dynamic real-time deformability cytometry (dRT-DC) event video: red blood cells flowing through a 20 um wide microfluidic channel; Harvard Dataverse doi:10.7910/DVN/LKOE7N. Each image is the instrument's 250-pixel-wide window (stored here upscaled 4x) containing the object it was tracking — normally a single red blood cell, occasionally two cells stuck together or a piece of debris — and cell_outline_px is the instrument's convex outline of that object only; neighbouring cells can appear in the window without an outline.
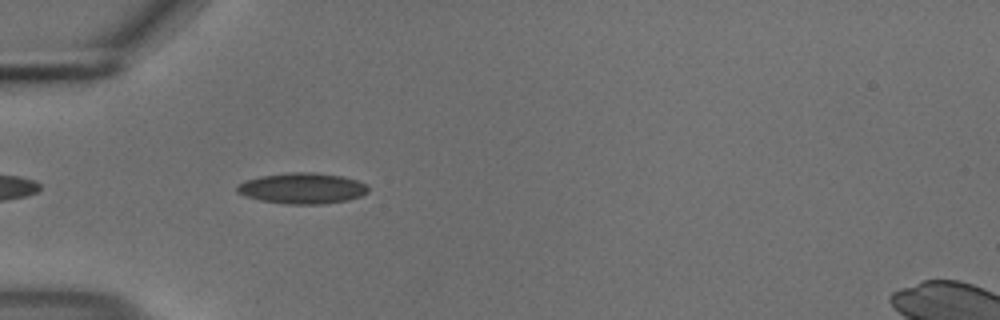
{"species": "common noctule bat (a hibernating species)", "species_latin": "Nyctalus noctula", "temperature_condition": "cold", "stored_images_in_passage": 41, "camera_frame_rate_fps": 3000, "um_per_image_px": 0.085, "animal": {"sex": "male", "body_mass_g": 18.8}, "frame": {"image": 1, "passage_image": 3, "time_ms": 0.667, "image_size_px": [1000, 320], "cell_outline_px": [[368, 192], [360, 196], [348, 200], [324, 204], [284, 204], [260, 200], [244, 196], [236, 192], [236, 184], [244, 180], [260, 176], [288, 172], [312, 172], [344, 176], [356, 180], [364, 184], [368, 188]], "centroid_in_image_um": [25.64, 16.0], "position_along_channel_um": 59.4, "area_um2": 23.81}}
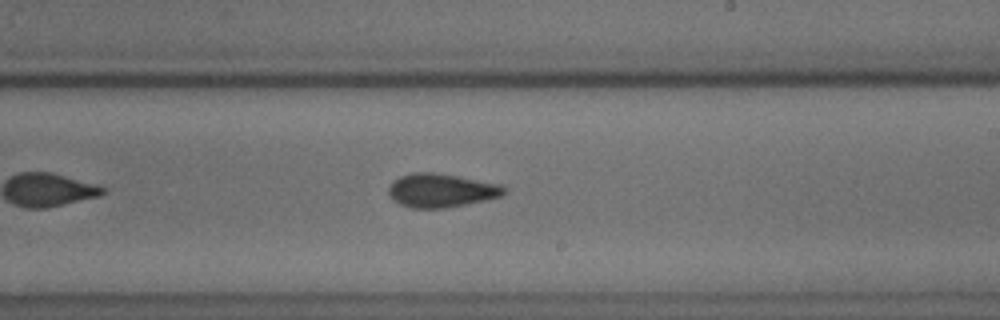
{"frame": {"image": 2, "passage_image": 19, "time_ms": 6.0, "image_size_px": [1000, 320], "cell_outline_px": [[508, 188], [500, 196], [484, 200], [444, 208], [412, 208], [400, 204], [392, 200], [388, 196], [388, 188], [400, 176], [412, 172], [432, 172], [504, 184]], "centroid_in_image_um": [37.5, 16.18], "position_along_channel_um": 251.5, "area_um2": 22.6}}
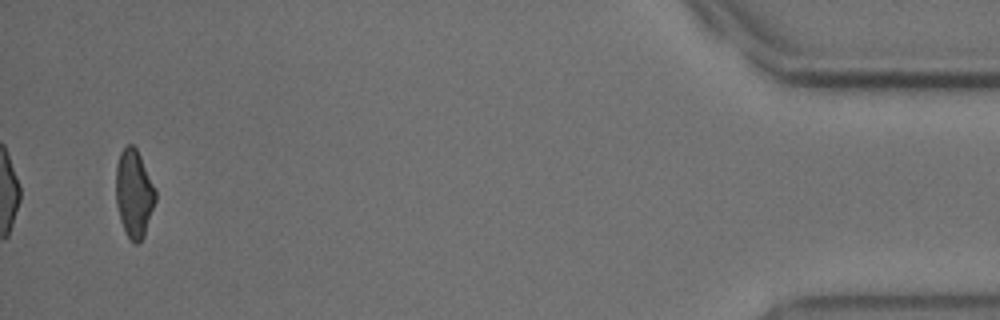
{"frame": {"image": 3, "passage_image": 39, "time_ms": 12.667, "image_size_px": [1000, 320], "cell_outline_px": [[156, 200], [144, 236], [136, 244], [128, 236], [120, 220], [116, 204], [116, 164], [120, 152], [128, 144], [132, 144], [136, 148], [156, 188]], "centroid_in_image_um": [11.39, 16.42], "position_along_channel_um": 423.8, "area_um2": 20.17}, "authors_computed_cell_mechanics": {"area_um2": 21.7906, "velocity_mm_per_s": 3.7001, "shape_relaxation_time_tau1_ms": 5.5778, "shape_relaxation_time_tau2_ms": 2.3498, "deformation_change_tau1": 0.1282, "deformation_change_tau2": 0.0846}}